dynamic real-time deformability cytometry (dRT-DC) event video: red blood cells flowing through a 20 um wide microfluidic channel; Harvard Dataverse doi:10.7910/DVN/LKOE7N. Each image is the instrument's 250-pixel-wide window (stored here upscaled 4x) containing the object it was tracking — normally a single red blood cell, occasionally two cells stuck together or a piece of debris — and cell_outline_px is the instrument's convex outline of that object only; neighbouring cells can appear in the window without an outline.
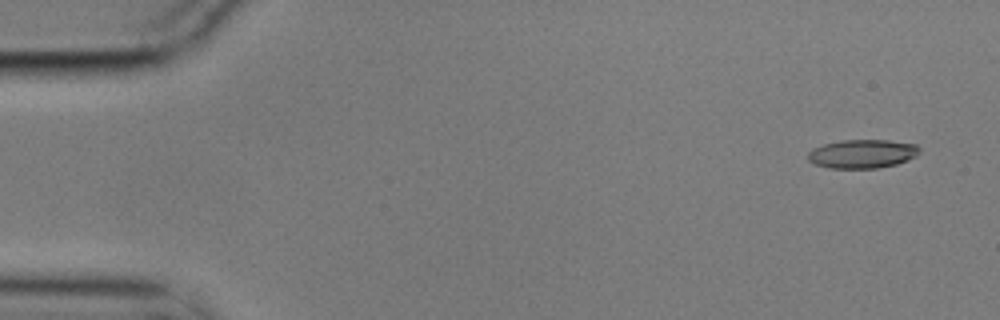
{"species": "common noctule bat (a hibernating species)", "species_latin": "Nyctalus noctula", "temperature_condition": "cold", "stored_images_in_passage": 14, "camera_frame_rate_fps": 3000, "um_per_image_px": 0.085, "animal": {"sex": "male", "body_mass_g": 17.9}, "frame": {"image": 1, "passage_image": 1, "time_ms": 0.0, "image_size_px": [1000, 320], "cell_outline_px": [[920, 152], [916, 156], [908, 160], [896, 164], [876, 168], [832, 168], [816, 164], [808, 160], [808, 152], [812, 148], [824, 144], [840, 140], [888, 140], [916, 144], [920, 148]], "centroid_in_image_um": [73.31, 13.06], "position_along_channel_um": 11.7, "area_um2": 18.67}}
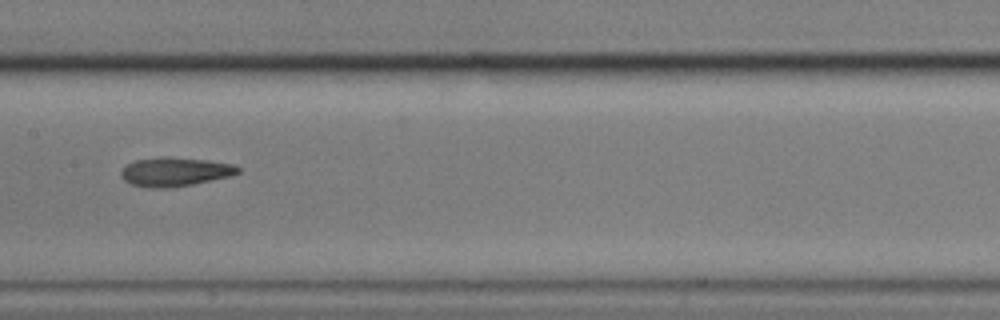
{"frame": {"image": 2, "passage_image": 7, "time_ms": 2.0, "image_size_px": [1000, 320], "cell_outline_px": [[240, 172], [232, 176], [172, 188], [152, 188], [132, 184], [124, 180], [120, 176], [120, 172], [128, 164], [136, 160], [160, 156], [168, 156], [208, 160], [232, 164], [240, 168]], "centroid_in_image_um": [14.88, 14.6], "position_along_channel_um": 192.5, "area_um2": 19.83}}
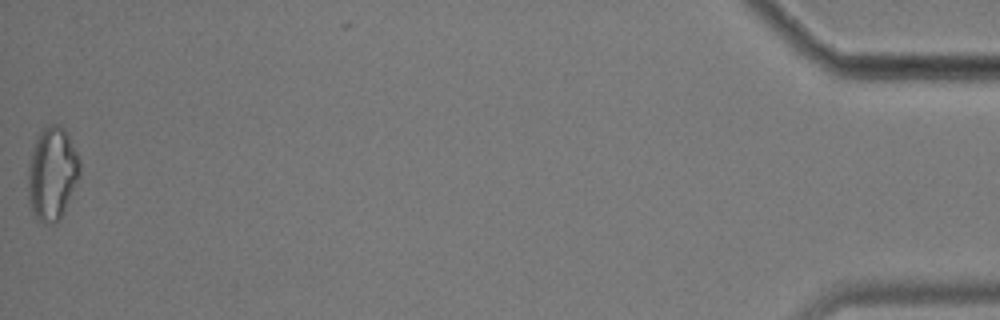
{"frame": {"image": 3, "passage_image": 14, "time_ms": 4.333, "image_size_px": [1000, 320], "cell_outline_px": [[80, 176], [60, 220], [52, 224], [44, 224], [36, 220], [28, 204], [28, 168], [32, 152], [36, 140], [40, 132], [44, 128], [52, 124], [56, 124], [64, 128], [80, 160]], "centroid_in_image_um": [4.43, 14.82], "position_along_channel_um": 430.8, "area_um2": 28.15}}